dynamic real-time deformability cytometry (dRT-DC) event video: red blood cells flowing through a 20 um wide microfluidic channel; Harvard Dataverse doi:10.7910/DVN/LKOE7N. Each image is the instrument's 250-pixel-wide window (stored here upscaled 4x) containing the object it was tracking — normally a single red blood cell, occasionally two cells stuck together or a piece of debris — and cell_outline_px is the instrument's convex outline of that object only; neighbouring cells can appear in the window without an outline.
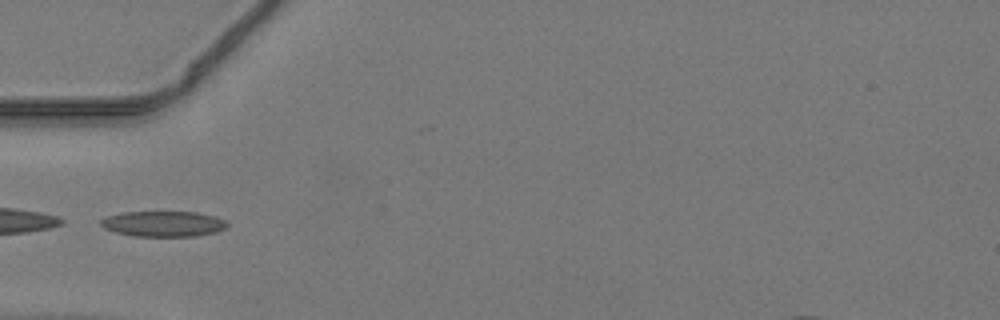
{"species": "common noctule bat (a hibernating species)", "species_latin": "Nyctalus noctula", "temperature_condition": "warm", "stored_images_in_passage": 31, "camera_frame_rate_fps": 3000, "um_per_image_px": 0.085, "animal": {"sex": "male", "body_mass_g": 19.2, "forearm_length_mm": 51.8}, "frame": {"image": 1, "passage_image": 1, "time_ms": 0.0, "image_size_px": [1000, 320], "cell_outline_px": [[228, 224], [224, 228], [216, 232], [196, 236], [136, 236], [116, 232], [104, 228], [100, 224], [100, 220], [108, 216], [124, 212], [196, 212], [216, 216], [224, 220]], "centroid_in_image_um": [13.89, 19.02], "position_along_channel_um": 71.1, "area_um2": 18.67}}
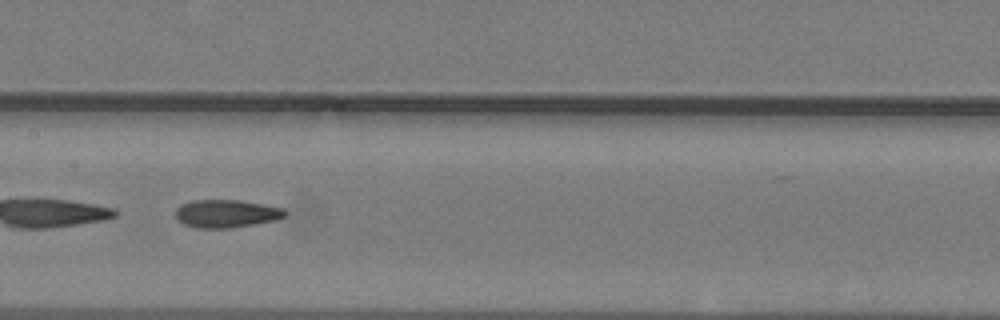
{"frame": {"image": 2, "passage_image": 9, "time_ms": 2.667, "image_size_px": [1000, 320], "cell_outline_px": [[288, 212], [284, 216], [276, 220], [256, 224], [228, 228], [196, 228], [184, 224], [176, 216], [176, 208], [180, 204], [192, 200], [240, 200], [284, 208]], "centroid_in_image_um": [19.25, 18.15], "position_along_channel_um": 188.2, "area_um2": 17.86}}
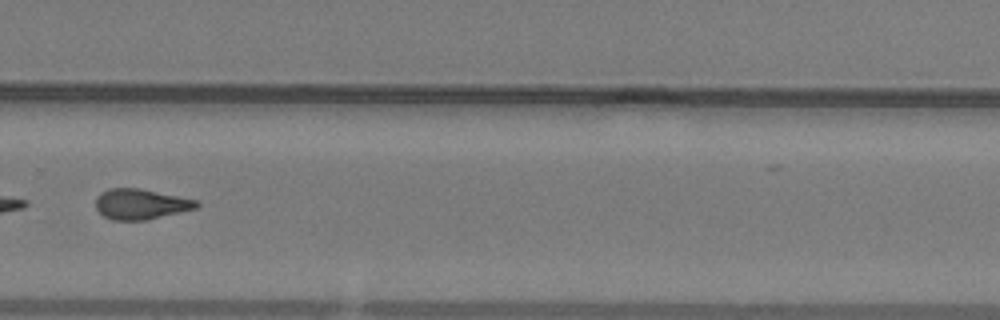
{"frame": {"image": 3, "passage_image": 18, "time_ms": 5.667, "image_size_px": [1000, 320], "cell_outline_px": [[200, 204], [196, 208], [144, 220], [112, 220], [104, 216], [96, 208], [96, 196], [100, 192], [108, 188], [140, 188], [200, 200]], "centroid_in_image_um": [11.96, 17.33], "position_along_channel_um": 317.8, "area_um2": 17.92}}